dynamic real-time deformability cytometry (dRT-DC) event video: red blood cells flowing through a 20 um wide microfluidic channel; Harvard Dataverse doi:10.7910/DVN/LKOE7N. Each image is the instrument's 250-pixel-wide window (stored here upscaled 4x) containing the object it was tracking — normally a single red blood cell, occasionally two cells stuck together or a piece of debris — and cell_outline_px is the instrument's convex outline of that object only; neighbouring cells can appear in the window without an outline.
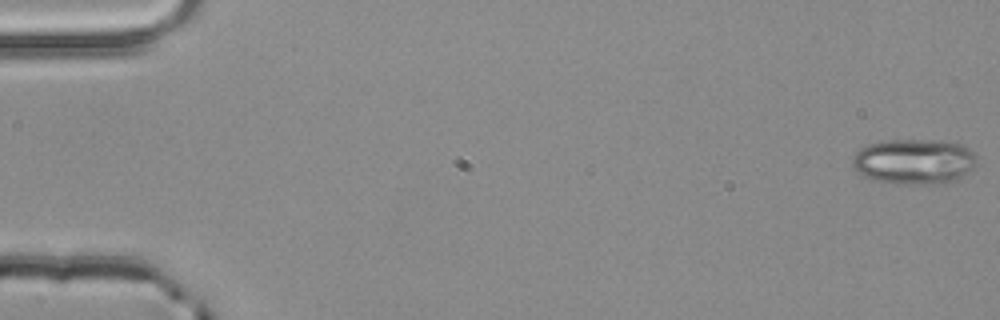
{"species": "common noctule bat (a hibernating species)", "species_latin": "Nyctalus noctula", "temperature_condition": "room temperature", "stored_images_in_passage": 5, "camera_frame_rate_fps": 3000, "um_per_image_px": 0.085, "animal": {"sex": "male", "body_mass_g": 20.4}, "frame": {"image": 1, "passage_image": 1, "time_ms": 0.0, "image_size_px": [1000, 320], "cell_outline_px": [[976, 164], [968, 172], [956, 180], [932, 184], [896, 184], [872, 180], [856, 172], [852, 164], [852, 156], [860, 148], [868, 144], [880, 140], [940, 140], [964, 144], [976, 156]], "centroid_in_image_um": [77.66, 13.72], "position_along_channel_um": 7.3, "area_um2": 33.29}}